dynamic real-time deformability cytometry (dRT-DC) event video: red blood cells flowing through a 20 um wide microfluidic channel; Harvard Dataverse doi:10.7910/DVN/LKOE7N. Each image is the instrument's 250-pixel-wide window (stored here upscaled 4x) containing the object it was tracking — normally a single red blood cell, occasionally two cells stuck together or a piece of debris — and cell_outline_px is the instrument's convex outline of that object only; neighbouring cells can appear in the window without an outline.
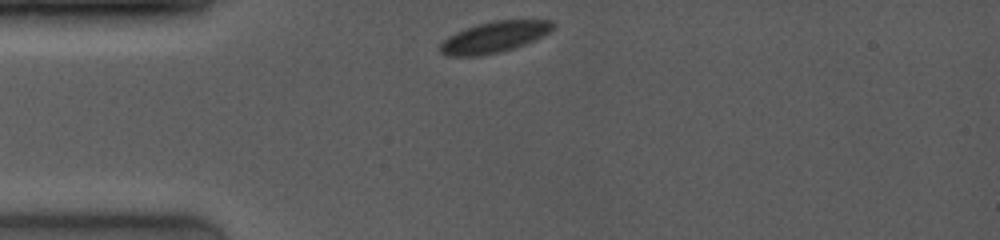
{"species": "common noctule bat (a hibernating species)", "species_latin": "Nyctalus noctula", "temperature_condition": "room temperature", "stored_images_in_passage": 8, "camera_frame_rate_fps": 4000, "um_per_image_px": 0.085, "animal": {"sex": "female", "body_mass_g": 19.0, "forearm_length_mm": 53.3}, "frame": {"image": 1, "passage_image": 1, "time_ms": 0.0, "image_size_px": [1000, 240], "cell_outline_px": [[556, 24], [548, 32], [516, 48], [500, 52], [480, 56], [448, 56], [440, 52], [436, 48], [448, 36], [456, 32], [476, 24], [496, 20], [552, 20]], "centroid_in_image_um": [41.96, 3.16], "position_along_channel_um": 43.0, "area_um2": 20.4}}